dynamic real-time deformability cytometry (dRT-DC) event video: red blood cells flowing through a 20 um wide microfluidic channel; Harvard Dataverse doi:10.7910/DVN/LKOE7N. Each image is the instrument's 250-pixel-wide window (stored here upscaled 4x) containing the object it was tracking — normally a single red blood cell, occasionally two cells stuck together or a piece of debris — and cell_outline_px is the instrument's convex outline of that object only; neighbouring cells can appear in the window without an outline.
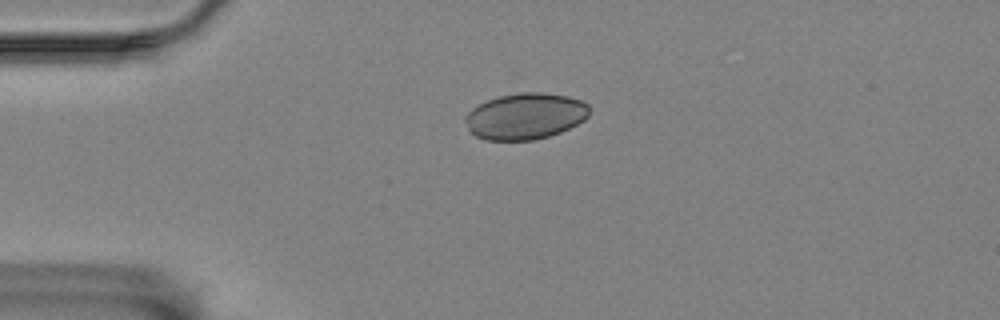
{"species": "Egyptian fruit bat (a non-hibernating species)", "species_latin": "Rousettus aegyptiacus", "temperature_condition": "room temperature", "stored_images_in_passage": 5, "camera_frame_rate_fps": 3000, "um_per_image_px": 0.085, "animal": {"sex": "female"}, "frame": {"image": 1, "passage_image": 1, "time_ms": 0.0, "image_size_px": [1000, 320], "cell_outline_px": [[588, 116], [584, 120], [560, 132], [536, 140], [488, 140], [476, 136], [468, 128], [464, 120], [464, 116], [472, 108], [496, 96], [520, 92], [544, 92], [568, 96], [580, 100], [588, 104]], "centroid_in_image_um": [44.63, 9.86], "position_along_channel_um": 40.4, "area_um2": 33.47}}